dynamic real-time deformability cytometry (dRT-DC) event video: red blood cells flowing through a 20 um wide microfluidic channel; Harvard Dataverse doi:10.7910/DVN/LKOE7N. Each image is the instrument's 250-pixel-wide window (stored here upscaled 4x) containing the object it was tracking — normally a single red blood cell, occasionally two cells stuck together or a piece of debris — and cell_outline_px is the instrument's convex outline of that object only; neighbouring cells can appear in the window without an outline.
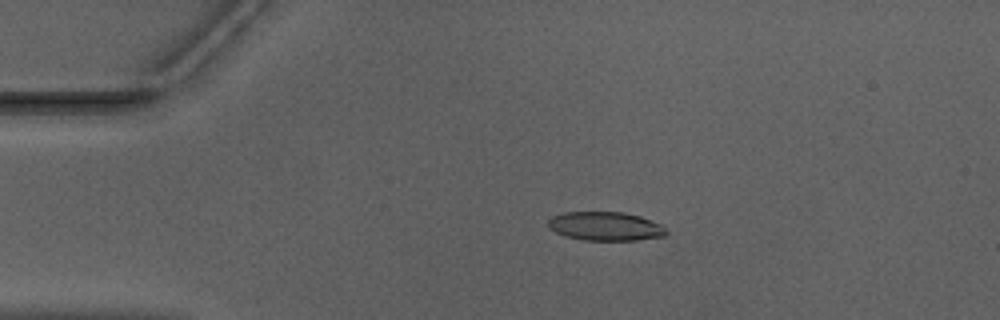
{"species": "Egyptian fruit bat (a non-hibernating species)", "species_latin": "Rousettus aegyptiacus", "temperature_condition": "warm", "stored_images_in_passage": 49, "camera_frame_rate_fps": 3000, "um_per_image_px": 0.085, "animal": {"sex": "male"}, "frame": {"image": 1, "passage_image": 8, "time_ms": 2.333, "image_size_px": [1000, 320], "cell_outline_px": [[668, 232], [664, 236], [636, 240], [584, 240], [564, 236], [548, 228], [548, 220], [552, 216], [564, 212], [624, 212], [640, 216], [660, 224]], "centroid_in_image_um": [51.43, 19.23], "position_along_channel_um": 33.6, "area_um2": 19.83}}
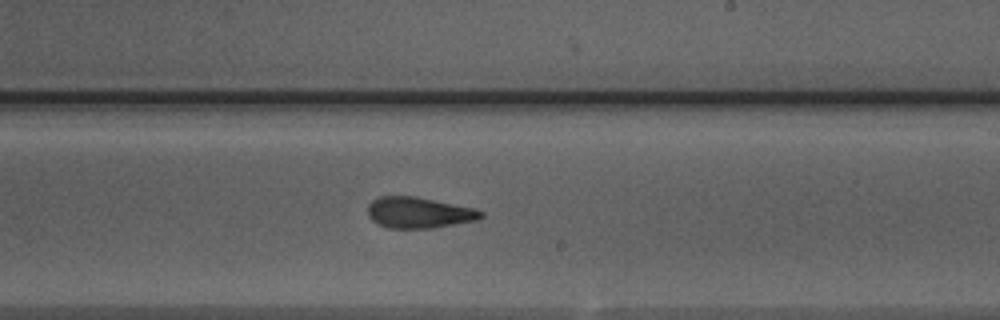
{"frame": {"image": 2, "passage_image": 28, "time_ms": 9.0, "image_size_px": [1000, 320], "cell_outline_px": [[484, 216], [476, 220], [432, 228], [388, 228], [376, 224], [368, 216], [368, 204], [372, 200], [380, 196], [416, 196], [476, 208], [484, 212]], "centroid_in_image_um": [35.6, 18.07], "position_along_channel_um": 253.4, "area_um2": 20.63}}
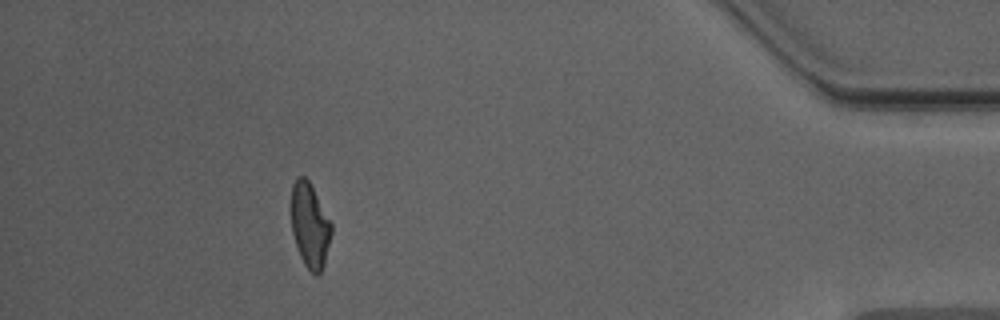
{"frame": {"image": 3, "passage_image": 44, "time_ms": 14.333, "image_size_px": [1000, 320], "cell_outline_px": [[332, 232], [324, 264], [320, 272], [316, 276], [304, 264], [300, 256], [292, 232], [292, 184], [296, 176], [304, 176], [308, 180], [332, 224]], "centroid_in_image_um": [26.34, 19.15], "position_along_channel_um": 408.9, "area_um2": 19.48}, "authors_computed_cell_mechanics": {"area_um2": 20.4034, "velocity_mm_per_s": 3.9828, "shape_relaxation_time_tau1_ms": null, "shape_relaxation_time_tau2_ms": 1.4186, "deformation_change_tau1": null, "deformation_change_tau2": 0.102}}